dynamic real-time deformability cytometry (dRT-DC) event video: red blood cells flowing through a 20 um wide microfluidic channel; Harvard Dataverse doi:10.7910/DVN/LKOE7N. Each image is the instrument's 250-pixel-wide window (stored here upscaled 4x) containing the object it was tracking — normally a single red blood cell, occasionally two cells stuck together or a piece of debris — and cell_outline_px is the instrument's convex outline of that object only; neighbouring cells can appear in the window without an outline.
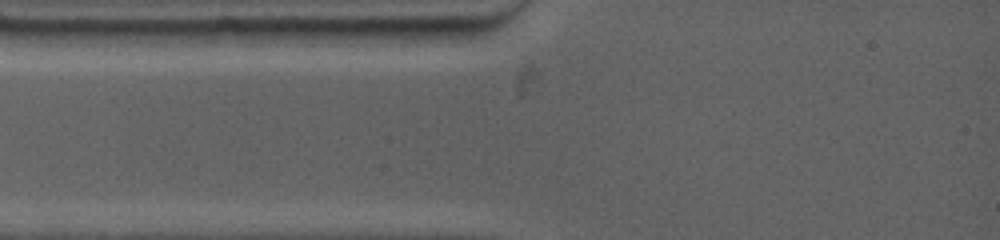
{"species": "common noctule bat (a hibernating species)", "species_latin": "Nyctalus noctula", "temperature_condition": "warm", "stored_images_in_passage": 4, "camera_frame_rate_fps": 4500, "um_per_image_px": 0.085, "animal": {"sex": "female", "body_mass_g": 19.0, "forearm_length_mm": 53.3}, "frame": {"image": 1, "passage_image": 1, "time_ms": 0.0, "image_size_px": [1000, 240], "cell_outline_px": [[476, 36], [460, 44], [384, 44], [376, 28], [476, 28]], "centroid_in_image_um": [36.22, 3.03], "position_along_channel_um": 48.8, "area_um2": 10.64}}